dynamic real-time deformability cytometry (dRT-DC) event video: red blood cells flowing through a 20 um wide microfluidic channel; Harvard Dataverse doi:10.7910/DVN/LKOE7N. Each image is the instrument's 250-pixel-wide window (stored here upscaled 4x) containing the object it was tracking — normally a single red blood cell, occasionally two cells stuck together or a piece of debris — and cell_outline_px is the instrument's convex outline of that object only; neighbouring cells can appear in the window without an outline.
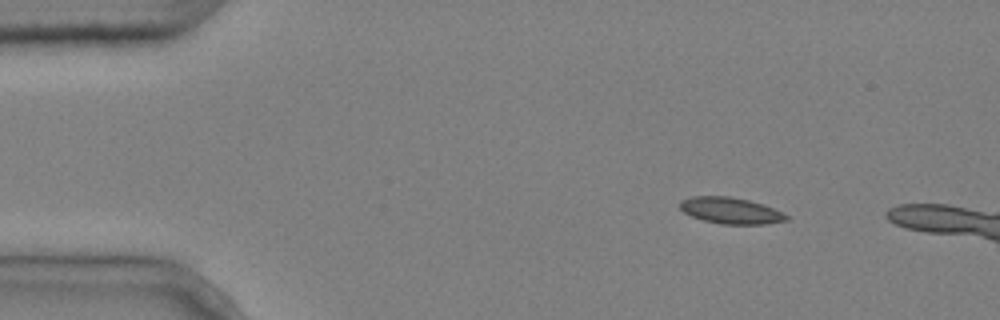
{"species": "common noctule bat (a hibernating species)", "species_latin": "Nyctalus noctula", "temperature_condition": "cold", "stored_images_in_passage": 3, "camera_frame_rate_fps": 3000, "um_per_image_px": 0.085, "animal": {"sex": "male", "body_mass_g": 20.4}, "frame": {"image": 1, "passage_image": 1, "time_ms": 0.0, "image_size_px": [1000, 320], "cell_outline_px": [[788, 220], [768, 224], [720, 224], [704, 220], [692, 216], [684, 212], [680, 208], [680, 200], [692, 196], [728, 196], [748, 200], [772, 208], [788, 216]], "centroid_in_image_um": [62.08, 17.9], "position_along_channel_um": 22.9, "area_um2": 16.13}}